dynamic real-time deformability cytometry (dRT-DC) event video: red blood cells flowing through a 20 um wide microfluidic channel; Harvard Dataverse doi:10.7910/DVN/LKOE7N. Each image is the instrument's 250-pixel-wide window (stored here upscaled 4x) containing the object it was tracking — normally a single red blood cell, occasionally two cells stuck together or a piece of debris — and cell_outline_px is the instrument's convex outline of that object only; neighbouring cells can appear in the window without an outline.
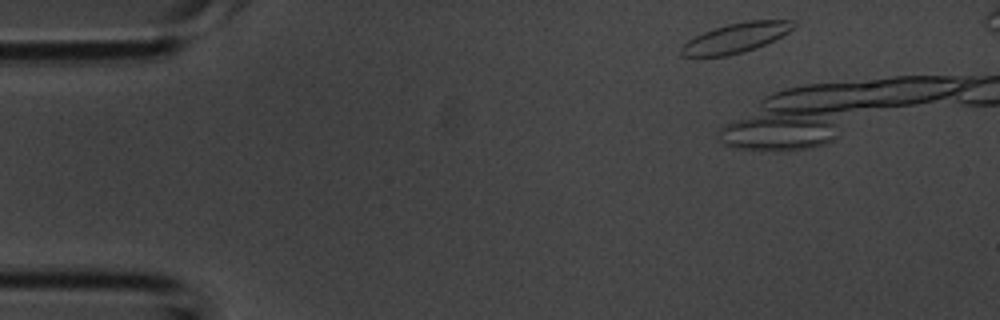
{"species": "common noctule bat (a hibernating species)", "species_latin": "Nyctalus noctula", "temperature_condition": "room temperature", "stored_images_in_passage": 8, "camera_frame_rate_fps": 3000, "um_per_image_px": 0.085, "animal": {"sex": "male", "body_mass_g": 20.1, "forearm_length_mm": 53.5}, "frame": {"image": 1, "passage_image": 2, "time_ms": 0.333, "image_size_px": [1000, 320], "cell_outline_px": [[796, 24], [788, 32], [756, 48], [744, 52], [728, 56], [692, 60], [680, 56], [680, 48], [688, 40], [704, 32], [728, 24], [748, 20], [796, 20]], "centroid_in_image_um": [62.44, 3.28], "position_along_channel_um": 22.6, "area_um2": 19.88}}